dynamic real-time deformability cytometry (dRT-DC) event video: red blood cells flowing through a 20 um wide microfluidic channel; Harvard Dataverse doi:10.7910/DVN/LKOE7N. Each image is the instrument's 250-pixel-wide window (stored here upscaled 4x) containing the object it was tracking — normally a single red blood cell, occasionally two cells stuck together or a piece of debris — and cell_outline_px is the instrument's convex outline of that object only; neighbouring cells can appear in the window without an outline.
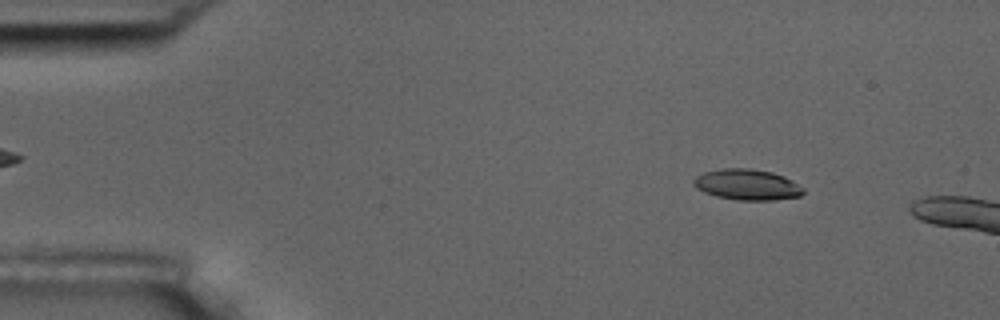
{"species": "common noctule bat (a hibernating species)", "species_latin": "Nyctalus noctula", "temperature_condition": "room temperature", "stored_images_in_passage": 4, "camera_frame_rate_fps": 3000, "um_per_image_px": 0.085, "animal": {"sex": "male", "body_mass_g": 17.5, "forearm_length_mm": 52.3}, "frame": {"image": 1, "passage_image": 2, "time_ms": 1.333, "image_size_px": [1000, 320], "cell_outline_px": [[804, 192], [800, 196], [772, 200], [736, 200], [716, 196], [704, 192], [696, 188], [692, 184], [692, 180], [696, 176], [704, 172], [724, 168], [748, 168], [772, 172], [784, 176], [804, 188]], "centroid_in_image_um": [63.48, 15.69], "position_along_channel_um": 21.5, "area_um2": 19.71}}